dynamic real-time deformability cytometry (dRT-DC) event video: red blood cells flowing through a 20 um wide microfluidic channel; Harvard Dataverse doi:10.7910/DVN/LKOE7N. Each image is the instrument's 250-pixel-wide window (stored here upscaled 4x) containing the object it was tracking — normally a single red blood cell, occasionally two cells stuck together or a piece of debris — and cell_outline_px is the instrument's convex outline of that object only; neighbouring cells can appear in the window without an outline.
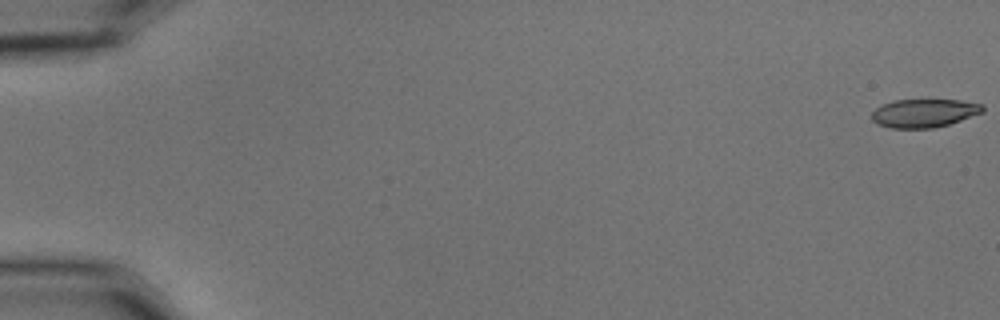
{"species": "common noctule bat (a hibernating species)", "species_latin": "Nyctalus noctula", "temperature_condition": "cold", "stored_images_in_passage": 58, "camera_frame_rate_fps": 3000, "um_per_image_px": 0.085, "animal": {"sex": "male", "body_mass_g": 15.6}, "frame": {"image": 1, "passage_image": 1, "time_ms": 0.0, "image_size_px": [1000, 320], "cell_outline_px": [[984, 112], [948, 124], [932, 128], [888, 128], [872, 120], [872, 112], [876, 108], [884, 104], [896, 100], [960, 100], [984, 104]], "centroid_in_image_um": [78.57, 9.61], "position_along_channel_um": 6.4, "area_um2": 18.21}}
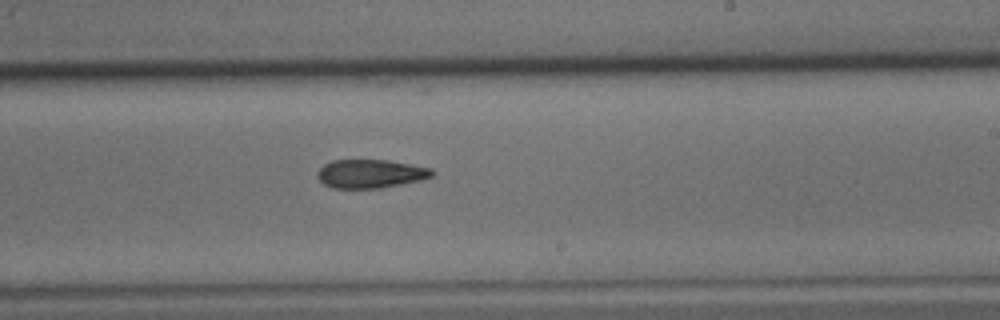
{"frame": {"image": 2, "passage_image": 36, "time_ms": 11.667, "image_size_px": [1000, 320], "cell_outline_px": [[436, 172], [432, 176], [420, 180], [380, 188], [332, 188], [324, 184], [316, 176], [316, 172], [324, 164], [332, 160], [388, 160], [412, 164], [432, 168]], "centroid_in_image_um": [31.49, 14.76], "position_along_channel_um": 257.5, "area_um2": 19.19}}
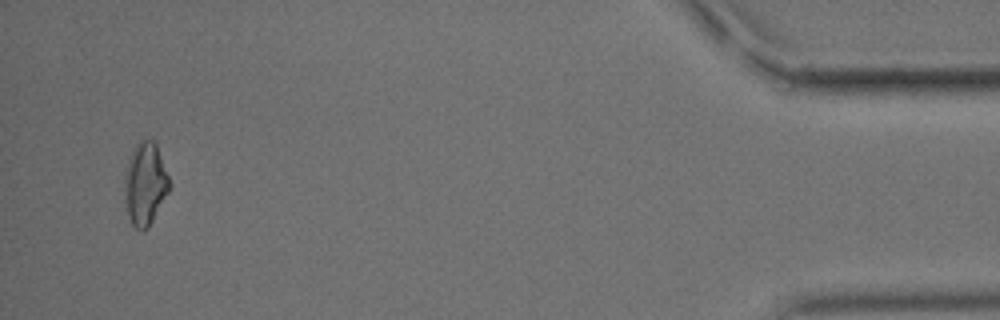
{"frame": {"image": 3, "passage_image": 56, "time_ms": 18.333, "image_size_px": [1000, 320], "cell_outline_px": [[172, 184], [168, 192], [148, 228], [140, 232], [132, 224], [128, 216], [124, 188], [124, 176], [128, 160], [136, 144], [140, 140], [152, 140], [156, 144]], "centroid_in_image_um": [12.34, 15.63], "position_along_channel_um": 422.9, "area_um2": 21.5}, "authors_computed_cell_mechanics": {"area_um2": 19.8254, "velocity_mm_per_s": 3.5575, "shape_relaxation_time_tau1_ms": 8.1588, "shape_relaxation_time_tau2_ms": 9.9493, "deformation_change_tau1": 0.1795, "deformation_change_tau2": 0.218}}